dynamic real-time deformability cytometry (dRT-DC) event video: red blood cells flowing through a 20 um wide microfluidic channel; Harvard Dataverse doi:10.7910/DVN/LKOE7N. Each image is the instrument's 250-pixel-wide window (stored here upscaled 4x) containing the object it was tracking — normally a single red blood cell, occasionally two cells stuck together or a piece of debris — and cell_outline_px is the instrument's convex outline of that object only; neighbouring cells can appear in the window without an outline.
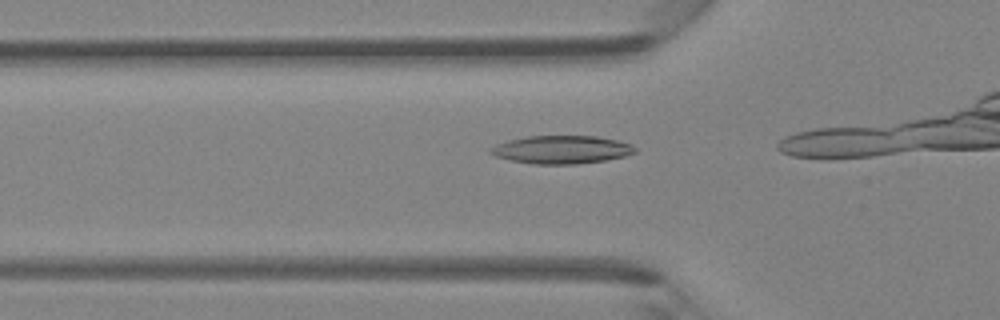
{"species": "Egyptian fruit bat (a non-hibernating species)", "species_latin": "Rousettus aegyptiacus", "temperature_condition": "room temperature", "stored_images_in_passage": 13, "camera_frame_rate_fps": 3000, "um_per_image_px": 0.085, "animal": {"sex": "female"}, "frame": {"image": 1, "passage_image": 11, "time_ms": 3.333, "image_size_px": [1000, 320], "cell_outline_px": [[636, 152], [624, 156], [604, 160], [576, 164], [532, 164], [508, 160], [496, 156], [488, 152], [488, 148], [496, 144], [508, 140], [528, 136], [596, 136], [616, 140], [632, 144], [636, 148]], "centroid_in_image_um": [47.69, 12.72], "position_along_channel_um": 78.1, "area_um2": 23.7}}